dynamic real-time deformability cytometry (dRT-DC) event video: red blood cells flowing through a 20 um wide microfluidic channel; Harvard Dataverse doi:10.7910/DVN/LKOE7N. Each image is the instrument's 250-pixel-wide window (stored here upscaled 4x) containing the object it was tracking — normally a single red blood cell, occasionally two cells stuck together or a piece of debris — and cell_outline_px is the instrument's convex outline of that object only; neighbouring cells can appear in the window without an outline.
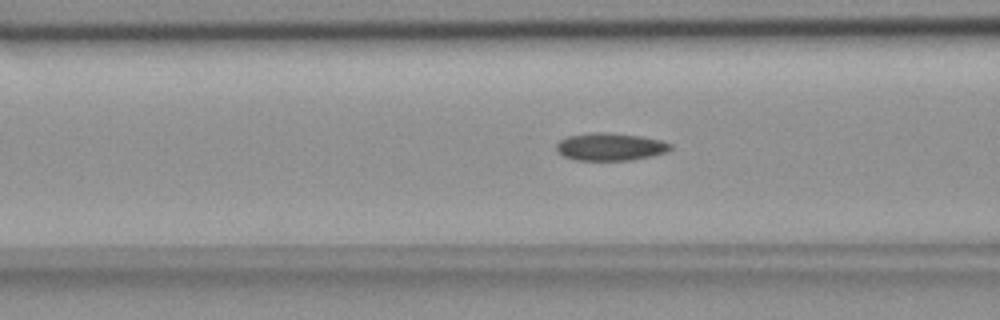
{"species": "common noctule bat (a hibernating species)", "species_latin": "Nyctalus noctula", "temperature_condition": "room temperature", "stored_images_in_passage": 55, "camera_frame_rate_fps": 3000, "um_per_image_px": 0.085, "animal": {"sex": "female", "body_mass_g": 18.4}, "frame": {"image": 1, "passage_image": 21, "time_ms": 6.667, "image_size_px": [1000, 320], "cell_outline_px": [[672, 148], [668, 152], [652, 156], [632, 160], [576, 160], [564, 156], [556, 148], [556, 144], [560, 140], [568, 136], [592, 132], [600, 132], [640, 136], [660, 140], [672, 144]], "centroid_in_image_um": [51.9, 12.48], "position_along_channel_um": 114.7, "area_um2": 18.26}}
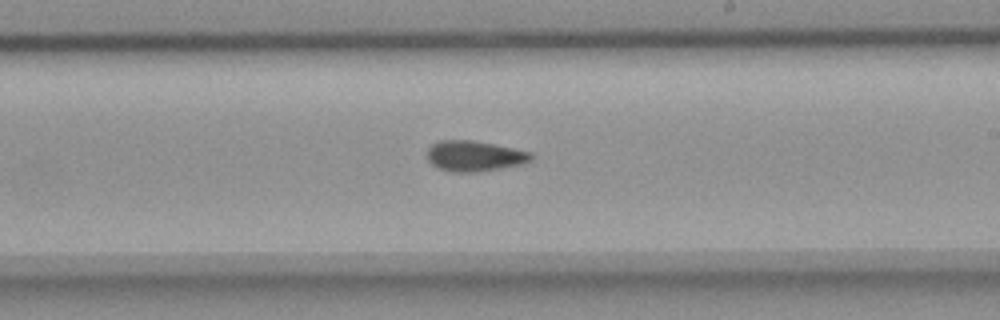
{"frame": {"image": 2, "passage_image": 32, "time_ms": 10.333, "image_size_px": [1000, 320], "cell_outline_px": [[532, 160], [520, 164], [500, 168], [476, 172], [448, 172], [436, 168], [428, 160], [428, 148], [432, 144], [440, 140], [472, 140], [532, 152]], "centroid_in_image_um": [40.29, 13.27], "position_along_channel_um": 248.7, "area_um2": 18.44}}
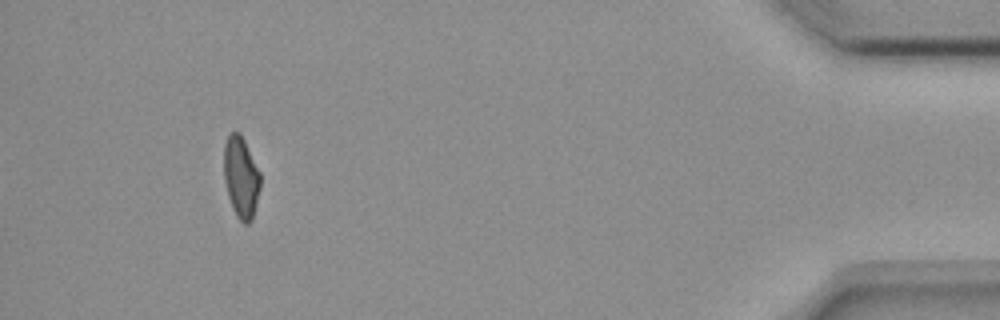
{"frame": {"image": 3, "passage_image": 51, "time_ms": 16.667, "image_size_px": [1000, 320], "cell_outline_px": [[260, 188], [252, 220], [248, 224], [244, 224], [236, 216], [232, 208], [228, 196], [224, 180], [224, 144], [228, 136], [232, 132], [240, 132], [260, 172]], "centroid_in_image_um": [20.48, 15.08], "position_along_channel_um": 414.7, "area_um2": 17.28}, "authors_computed_cell_mechanics": {"area_um2": 17.8602, "velocity_mm_per_s": 3.6606, "shape_relaxation_time_tau1_ms": null, "shape_relaxation_time_tau2_ms": 4.5294, "deformation_change_tau1": null, "deformation_change_tau2": 0.1097}}